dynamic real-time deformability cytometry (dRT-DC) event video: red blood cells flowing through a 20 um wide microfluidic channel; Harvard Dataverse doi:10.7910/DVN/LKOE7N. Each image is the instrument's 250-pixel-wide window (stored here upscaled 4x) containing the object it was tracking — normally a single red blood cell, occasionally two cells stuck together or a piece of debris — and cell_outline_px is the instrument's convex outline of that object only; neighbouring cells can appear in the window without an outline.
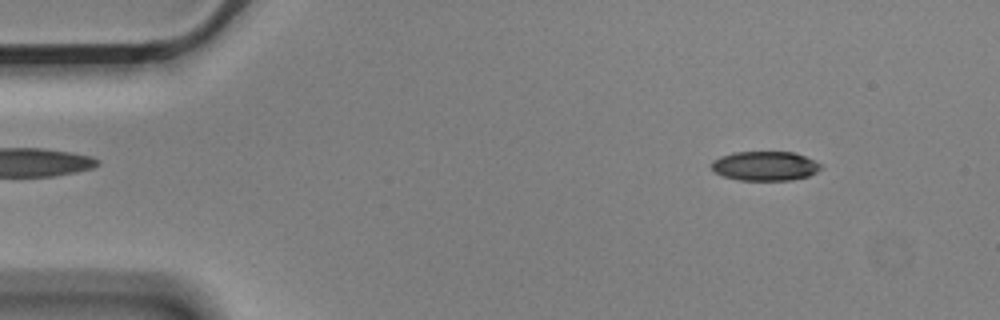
{"species": "Egyptian fruit bat (a non-hibernating species)", "species_latin": "Rousettus aegyptiacus", "temperature_condition": "cold", "stored_images_in_passage": 6, "camera_frame_rate_fps": 3000, "um_per_image_px": 0.085, "animal": {"sex": "male"}, "frame": {"image": 1, "passage_image": 1, "time_ms": 0.0, "image_size_px": [1000, 320], "cell_outline_px": [[820, 168], [816, 172], [808, 176], [792, 180], [740, 180], [724, 176], [716, 172], [708, 164], [712, 160], [720, 156], [732, 152], [792, 152], [804, 156], [820, 164]], "centroid_in_image_um": [64.97, 14.1], "position_along_channel_um": 20.0, "area_um2": 18.61}}
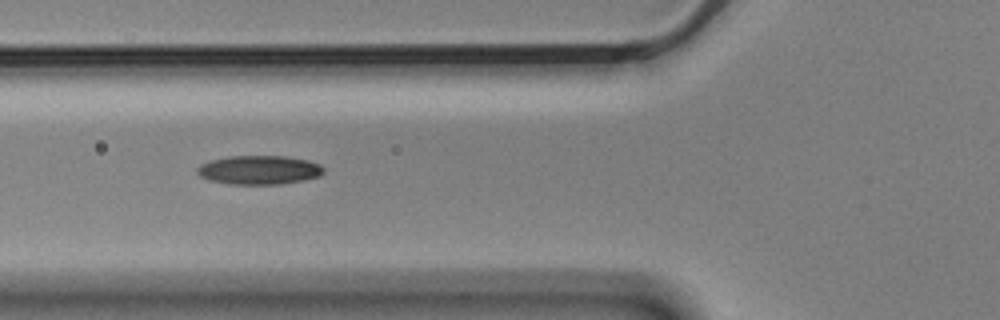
{"frame": {"image": 2, "passage_image": 5, "time_ms": 1.333, "image_size_px": [1000, 320], "cell_outline_px": [[324, 172], [320, 176], [304, 180], [280, 184], [232, 184], [208, 180], [200, 176], [196, 172], [196, 168], [200, 164], [212, 160], [228, 156], [284, 156], [308, 160], [320, 164], [324, 168]], "centroid_in_image_um": [22.03, 14.44], "position_along_channel_um": 103.8, "area_um2": 21.39}}
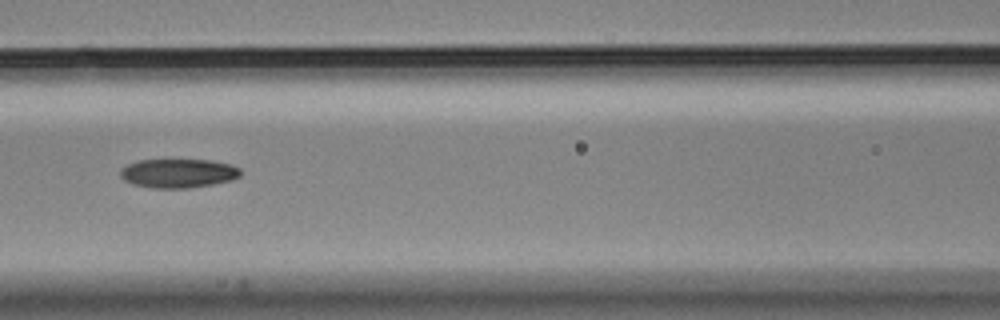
{"frame": {"image": 3, "passage_image": 6, "time_ms": 1.667, "image_size_px": [1000, 320], "cell_outline_px": [[240, 176], [232, 180], [212, 184], [188, 188], [152, 188], [132, 184], [124, 180], [120, 176], [120, 168], [136, 160], [212, 160], [228, 164], [240, 168]], "centroid_in_image_um": [15.11, 14.73], "position_along_channel_um": 151.5, "area_um2": 20.35}}